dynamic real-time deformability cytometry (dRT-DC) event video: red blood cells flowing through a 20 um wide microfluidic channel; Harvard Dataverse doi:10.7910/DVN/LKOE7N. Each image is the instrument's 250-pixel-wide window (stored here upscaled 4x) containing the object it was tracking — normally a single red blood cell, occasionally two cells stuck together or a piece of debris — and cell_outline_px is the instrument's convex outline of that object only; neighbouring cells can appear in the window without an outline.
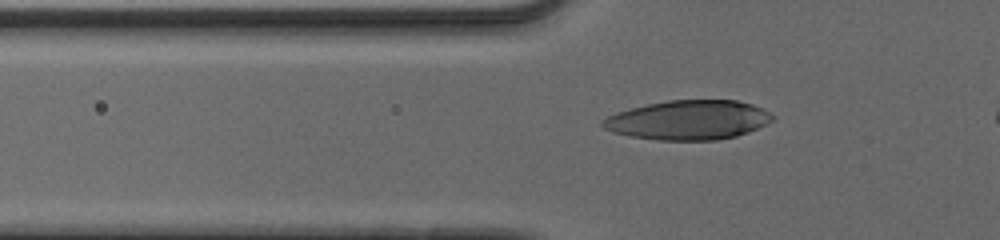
{"species": "human", "species_latin": "Homo sapiens", "temperature_condition": "cold", "stored_images_in_passage": 44, "camera_frame_rate_fps": 3000, "um_per_image_px": 0.085, "donor": {"sex": "male"}, "frame": {"image": 1, "passage_image": 13, "time_ms": 4.0, "image_size_px": [1000, 240], "cell_outline_px": [[776, 116], [772, 120], [748, 132], [736, 136], [716, 140], [656, 140], [632, 136], [612, 132], [604, 128], [600, 124], [600, 120], [616, 112], [648, 104], [668, 100], [736, 100], [752, 104], [764, 108]], "centroid_in_image_um": [58.51, 10.2], "position_along_channel_um": 67.3, "area_um2": 39.02}}
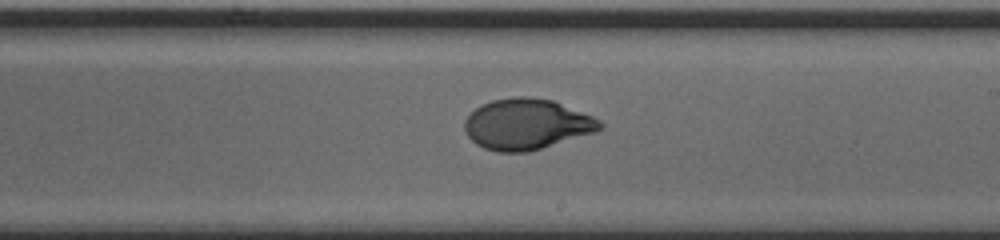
{"frame": {"image": 2, "passage_image": 27, "time_ms": 8.667, "image_size_px": [1000, 240], "cell_outline_px": [[604, 128], [596, 132], [528, 152], [496, 152], [484, 148], [476, 144], [468, 136], [464, 128], [464, 120], [476, 108], [492, 100], [512, 96], [532, 96], [552, 100], [592, 116], [600, 120], [604, 124]], "centroid_in_image_um": [44.78, 10.56], "position_along_channel_um": 244.2, "area_um2": 40.11}}
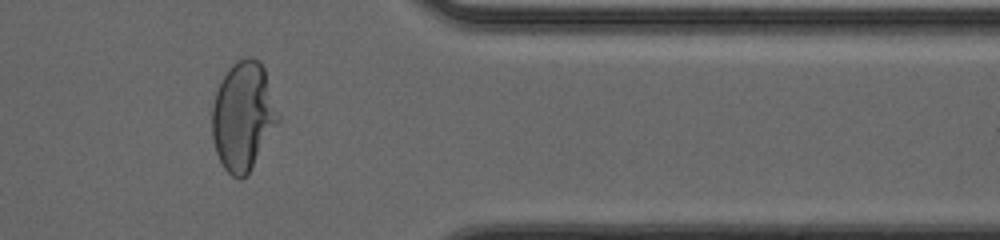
{"frame": {"image": 3, "passage_image": 39, "time_ms": 12.667, "image_size_px": [1000, 240], "cell_outline_px": [[280, 120], [248, 176], [240, 180], [232, 176], [224, 168], [216, 152], [212, 140], [212, 104], [216, 92], [228, 68], [236, 60], [248, 56], [252, 56], [260, 60], [264, 68], [280, 116]], "centroid_in_image_um": [20.67, 9.88], "position_along_channel_um": 390.7, "area_um2": 42.25}}